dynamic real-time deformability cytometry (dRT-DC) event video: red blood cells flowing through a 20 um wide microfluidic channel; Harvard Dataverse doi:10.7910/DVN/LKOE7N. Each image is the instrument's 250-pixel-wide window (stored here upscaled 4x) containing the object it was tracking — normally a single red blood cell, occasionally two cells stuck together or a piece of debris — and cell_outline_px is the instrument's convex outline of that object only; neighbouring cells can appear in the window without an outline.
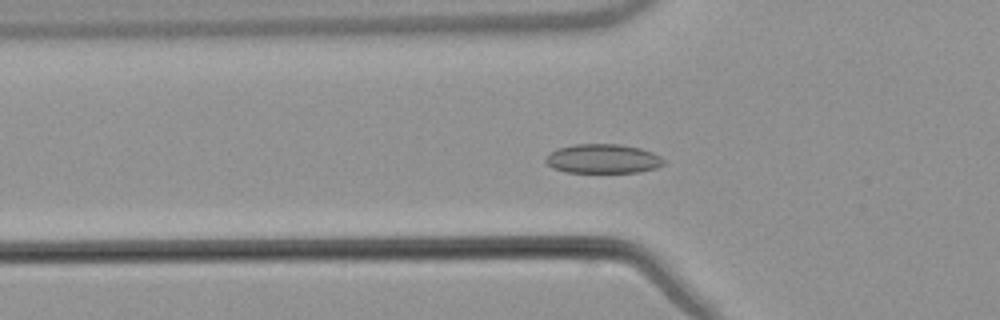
{"species": "common noctule bat (a hibernating species)", "species_latin": "Nyctalus noctula", "temperature_condition": "warm", "stored_images_in_passage": 56, "segment_of_instrument_passage": [1, 2], "camera_frame_rate_fps": 3000, "um_per_image_px": 0.085, "animal": {"sex": "male", "body_mass_g": 21.5, "forearm_length_mm": 52.0}, "frame": {"image": 1, "passage_image": 19, "time_ms": 6.0, "image_size_px": [1000, 320], "cell_outline_px": [[664, 164], [656, 168], [640, 172], [564, 172], [552, 168], [544, 160], [552, 152], [560, 148], [576, 144], [620, 144], [640, 148], [652, 152], [660, 156], [664, 160]], "centroid_in_image_um": [51.27, 13.5], "position_along_channel_um": 74.5, "area_um2": 20.0}}
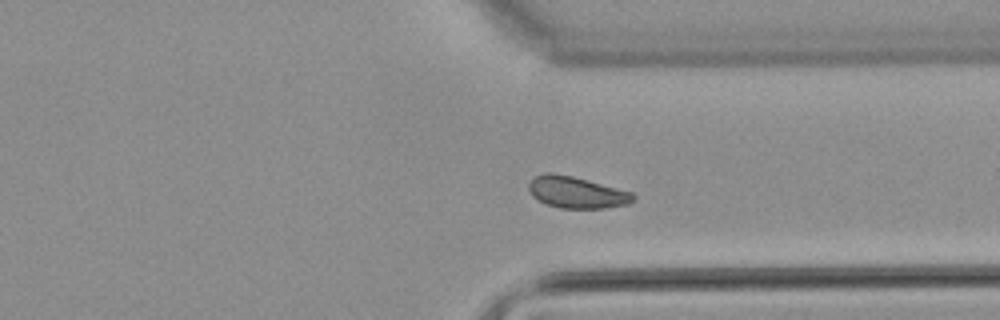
{"frame": {"image": 2, "passage_image": 42, "time_ms": 13.667, "image_size_px": [1000, 320], "cell_outline_px": [[636, 196], [628, 204], [604, 208], [560, 208], [544, 204], [536, 200], [532, 196], [528, 188], [528, 184], [536, 176], [544, 172], [552, 172], [572, 176], [632, 192]], "centroid_in_image_um": [48.96, 16.35], "position_along_channel_um": 362.4, "area_um2": 19.25}}
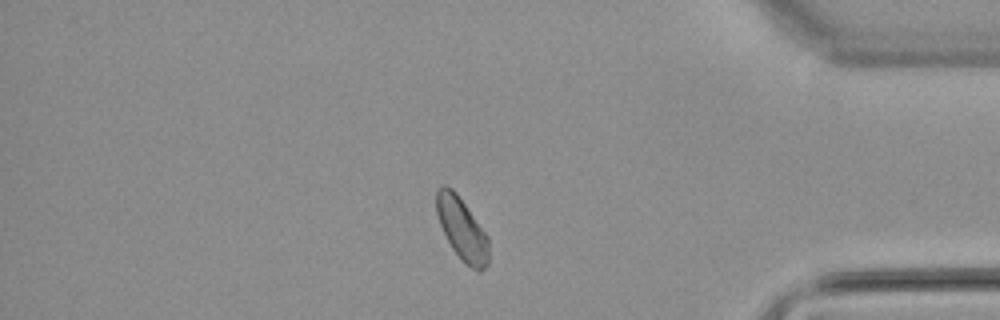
{"frame": {"image": 3, "passage_image": 47, "time_ms": 15.333, "image_size_px": [1000, 320], "cell_outline_px": [[488, 264], [480, 272], [476, 272], [464, 264], [460, 260], [452, 248], [440, 224], [436, 212], [436, 192], [444, 184], [452, 188], [456, 192], [488, 236]], "centroid_in_image_um": [39.27, 19.5], "position_along_channel_um": 395.9, "area_um2": 19.02}}